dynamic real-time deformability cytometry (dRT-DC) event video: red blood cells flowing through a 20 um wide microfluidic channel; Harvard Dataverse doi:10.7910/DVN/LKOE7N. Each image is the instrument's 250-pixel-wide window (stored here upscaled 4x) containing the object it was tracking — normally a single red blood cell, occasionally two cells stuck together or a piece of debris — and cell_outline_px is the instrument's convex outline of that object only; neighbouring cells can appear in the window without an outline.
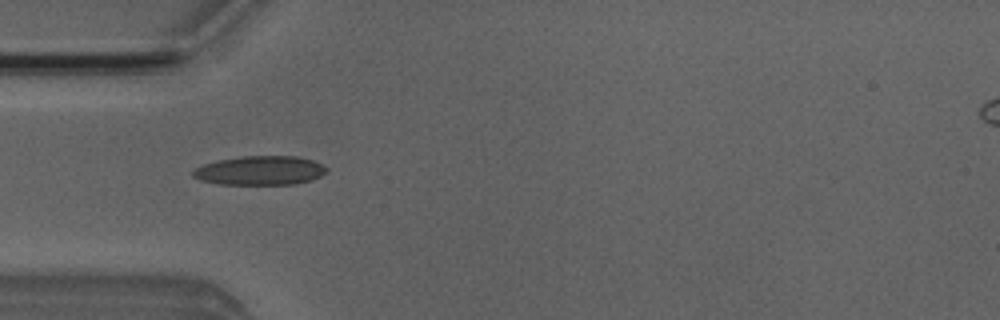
{"species": "Egyptian fruit bat (a non-hibernating species)", "species_latin": "Rousettus aegyptiacus", "temperature_condition": "room temperature", "stored_images_in_passage": 7, "camera_frame_rate_fps": 3000, "um_per_image_px": 0.085, "animal": {"sex": "male"}, "frame": {"image": 1, "passage_image": 5, "time_ms": 4.667, "image_size_px": [1000, 320], "cell_outline_px": [[328, 168], [320, 176], [312, 180], [292, 184], [216, 184], [200, 180], [192, 176], [192, 172], [196, 168], [204, 164], [216, 160], [244, 156], [296, 156], [312, 160]], "centroid_in_image_um": [22.07, 14.49], "position_along_channel_um": 62.9, "area_um2": 22.54}}